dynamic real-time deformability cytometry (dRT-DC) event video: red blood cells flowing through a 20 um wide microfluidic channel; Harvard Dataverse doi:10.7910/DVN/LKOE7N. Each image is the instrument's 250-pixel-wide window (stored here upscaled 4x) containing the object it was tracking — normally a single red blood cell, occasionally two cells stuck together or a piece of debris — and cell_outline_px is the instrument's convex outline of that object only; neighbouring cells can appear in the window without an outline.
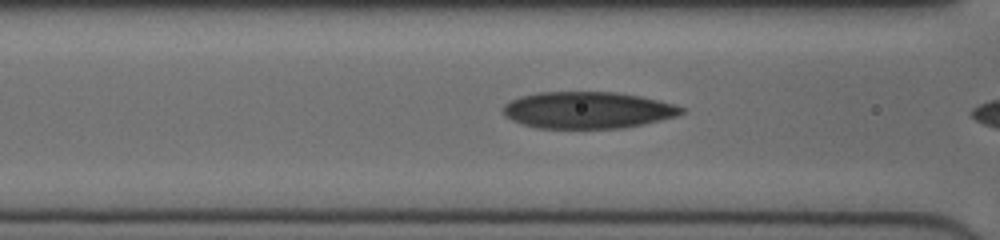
{"species": "human", "species_latin": "Homo sapiens", "temperature_condition": "cold", "stored_images_in_passage": 25, "camera_frame_rate_fps": 3000, "um_per_image_px": 0.085, "donor": {"sex": "female"}, "frame": {"image": 1, "passage_image": 4, "time_ms": 1.0, "image_size_px": [1000, 240], "cell_outline_px": [[684, 112], [676, 116], [644, 124], [624, 128], [536, 128], [512, 120], [504, 116], [504, 104], [520, 96], [536, 92], [616, 92], [640, 96], [672, 104], [684, 108]], "centroid_in_image_um": [49.93, 9.36], "position_along_channel_um": 116.7, "area_um2": 38.03}}
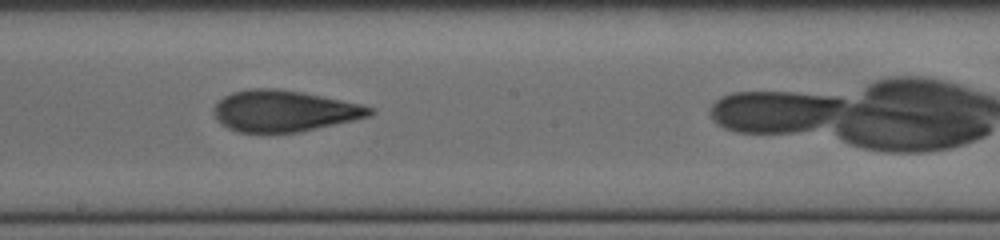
{"frame": {"image": 2, "passage_image": 12, "time_ms": 3.667, "image_size_px": [1000, 240], "cell_outline_px": [[376, 112], [368, 116], [352, 120], [300, 132], [236, 132], [220, 124], [216, 120], [212, 112], [212, 108], [224, 96], [232, 92], [252, 88], [276, 88], [304, 92], [360, 104], [376, 108]], "centroid_in_image_um": [24.11, 9.43], "position_along_channel_um": 224.1, "area_um2": 37.63}}
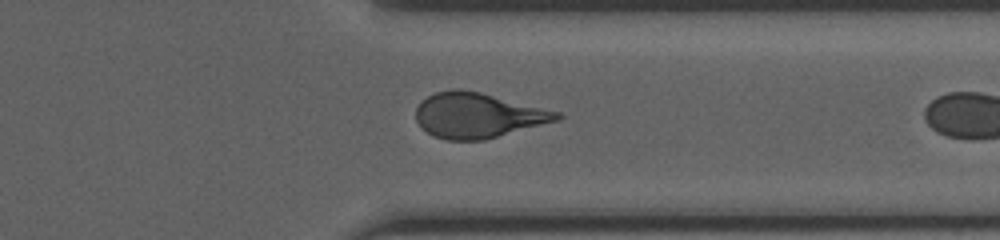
{"frame": {"image": 3, "passage_image": 23, "time_ms": 7.333, "image_size_px": [1000, 240], "cell_outline_px": [[564, 116], [560, 120], [484, 140], [444, 140], [428, 132], [416, 120], [416, 108], [420, 100], [436, 92], [452, 88], [456, 88], [480, 92], [560, 112]], "centroid_in_image_um": [40.63, 9.8], "position_along_channel_um": 370.8, "area_um2": 36.99}}